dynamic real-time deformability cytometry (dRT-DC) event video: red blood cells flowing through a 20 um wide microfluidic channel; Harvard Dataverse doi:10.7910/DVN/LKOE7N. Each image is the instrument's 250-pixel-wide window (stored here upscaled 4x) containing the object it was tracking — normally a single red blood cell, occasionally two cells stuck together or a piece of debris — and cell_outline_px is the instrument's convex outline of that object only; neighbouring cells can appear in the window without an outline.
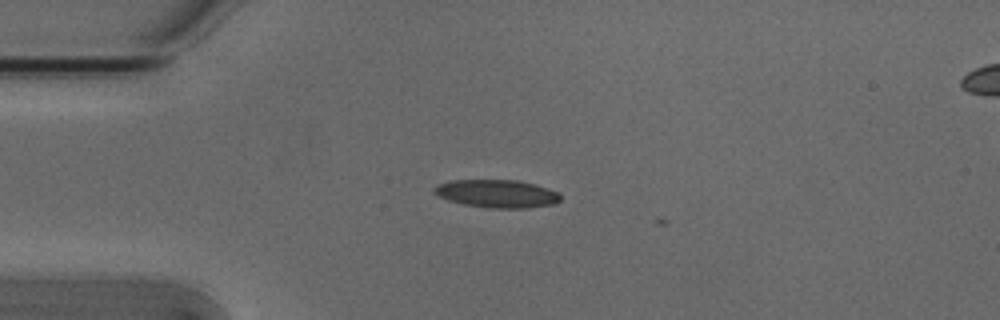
{"species": "Egyptian fruit bat (a non-hibernating species)", "species_latin": "Rousettus aegyptiacus", "temperature_condition": "cold", "stored_images_in_passage": 5, "camera_frame_rate_fps": 3000, "um_per_image_px": 0.085, "animal": {"sex": "male"}, "frame": {"image": 1, "passage_image": 4, "time_ms": 1.0, "image_size_px": [1000, 320], "cell_outline_px": [[560, 200], [552, 204], [528, 208], [488, 208], [464, 204], [448, 200], [432, 192], [432, 188], [440, 184], [452, 180], [516, 180], [536, 184], [556, 192], [560, 196]], "centroid_in_image_um": [42.22, 16.46], "position_along_channel_um": 42.8, "area_um2": 20.4}}